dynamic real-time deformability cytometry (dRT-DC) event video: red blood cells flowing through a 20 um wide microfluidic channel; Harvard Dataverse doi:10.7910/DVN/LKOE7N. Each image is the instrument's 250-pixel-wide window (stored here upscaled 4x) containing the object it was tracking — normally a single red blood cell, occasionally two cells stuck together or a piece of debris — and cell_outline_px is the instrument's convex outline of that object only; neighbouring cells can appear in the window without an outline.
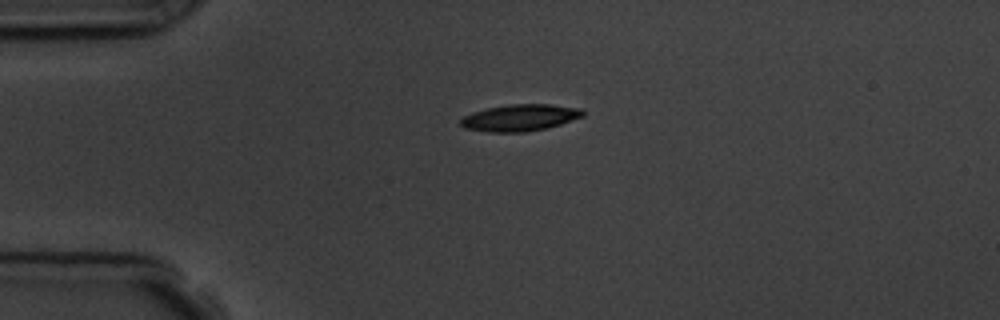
{"species": "common noctule bat (a hibernating species)", "species_latin": "Nyctalus noctula", "temperature_condition": "room temperature", "stored_images_in_passage": 2, "camera_frame_rate_fps": 3000, "um_per_image_px": 0.085, "animal": {"sex": "male", "body_mass_g": 19.5, "forearm_length_mm": 54.6}, "frame": {"image": 1, "passage_image": 1, "time_ms": 0.0, "image_size_px": [1000, 320], "cell_outline_px": [[584, 116], [548, 128], [524, 132], [488, 132], [464, 128], [460, 124], [460, 120], [464, 116], [472, 112], [488, 108], [508, 104], [552, 104], [580, 108], [584, 112]], "centroid_in_image_um": [44.2, 10.0], "position_along_channel_um": 40.8, "area_um2": 19.07}}